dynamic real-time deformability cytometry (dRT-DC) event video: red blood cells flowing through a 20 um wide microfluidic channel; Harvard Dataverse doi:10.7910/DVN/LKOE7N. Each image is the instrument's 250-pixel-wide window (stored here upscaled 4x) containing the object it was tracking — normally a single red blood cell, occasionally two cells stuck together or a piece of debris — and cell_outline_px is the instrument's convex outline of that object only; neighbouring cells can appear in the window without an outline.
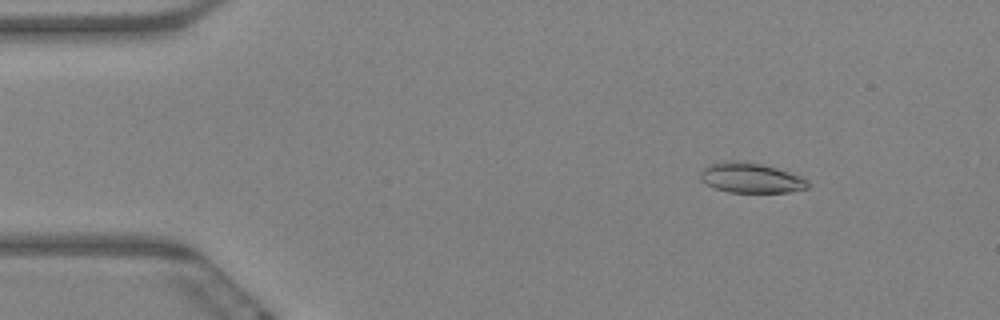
{"species": "Egyptian fruit bat (a non-hibernating species)", "species_latin": "Rousettus aegyptiacus", "temperature_condition": "warm", "stored_images_in_passage": 11, "camera_frame_rate_fps": 3000, "um_per_image_px": 0.085, "animal": {"sex": "female"}, "frame": {"image": 1, "passage_image": 7, "time_ms": 2.0, "image_size_px": [1000, 320], "cell_outline_px": [[808, 188], [788, 192], [728, 192], [716, 188], [700, 180], [700, 172], [704, 168], [712, 164], [728, 160], [760, 164], [776, 168], [800, 176], [808, 180]], "centroid_in_image_um": [63.82, 15.13], "position_along_channel_um": 21.2, "area_um2": 18.44}}